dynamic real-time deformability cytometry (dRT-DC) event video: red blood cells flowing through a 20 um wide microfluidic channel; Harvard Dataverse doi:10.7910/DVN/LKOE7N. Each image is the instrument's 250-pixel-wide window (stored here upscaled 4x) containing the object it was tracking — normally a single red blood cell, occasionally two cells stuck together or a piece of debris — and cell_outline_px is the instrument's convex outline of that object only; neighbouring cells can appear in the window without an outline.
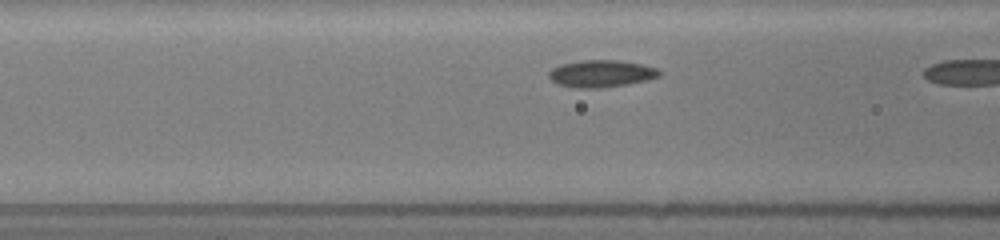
{"species": "common noctule bat (a hibernating species)", "species_latin": "Nyctalus noctula", "temperature_condition": "room temperature", "stored_images_in_passage": 9, "camera_frame_rate_fps": 3000, "um_per_image_px": 0.085, "animal": {"sex": "female", "body_mass_g": 19.5, "forearm_length_mm": 54.1}, "frame": {"image": 1, "passage_image": 8, "time_ms": 1.667, "image_size_px": [1000, 240], "cell_outline_px": [[660, 76], [648, 80], [600, 88], [576, 88], [556, 84], [548, 76], [548, 72], [552, 68], [560, 64], [580, 60], [620, 60], [640, 64], [656, 68], [660, 72]], "centroid_in_image_um": [51.06, 6.25], "position_along_channel_um": 115.5, "area_um2": 17.46}}